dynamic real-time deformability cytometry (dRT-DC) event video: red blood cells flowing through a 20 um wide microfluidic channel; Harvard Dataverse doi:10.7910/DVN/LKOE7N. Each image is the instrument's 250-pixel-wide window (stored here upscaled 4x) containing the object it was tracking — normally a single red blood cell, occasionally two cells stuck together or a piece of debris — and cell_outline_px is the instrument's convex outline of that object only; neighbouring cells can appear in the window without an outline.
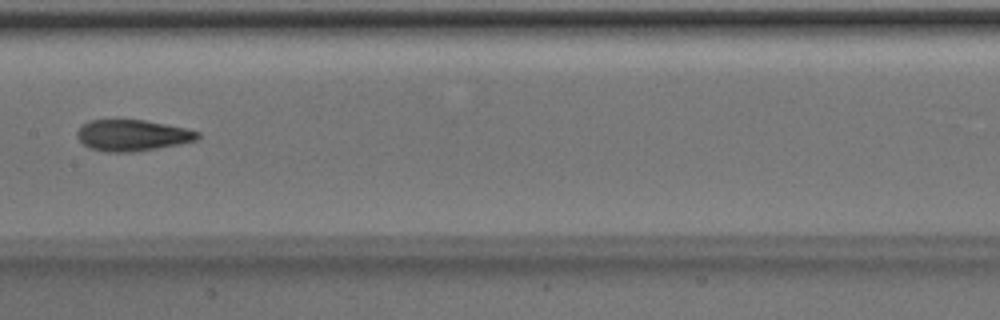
{"species": "Egyptian fruit bat (a non-hibernating species)", "species_latin": "Rousettus aegyptiacus", "temperature_condition": "room temperature", "stored_images_in_passage": 8, "camera_frame_rate_fps": 3000, "um_per_image_px": 0.085, "animal": {"sex": "male"}, "frame": {"image": 1, "passage_image": 8, "time_ms": 2.333, "image_size_px": [1000, 320], "cell_outline_px": [[200, 136], [196, 140], [180, 144], [136, 152], [104, 152], [88, 148], [76, 136], [76, 132], [88, 120], [144, 120], [184, 128], [200, 132]], "centroid_in_image_um": [11.23, 11.52], "position_along_channel_um": 196.2, "area_um2": 21.91}}